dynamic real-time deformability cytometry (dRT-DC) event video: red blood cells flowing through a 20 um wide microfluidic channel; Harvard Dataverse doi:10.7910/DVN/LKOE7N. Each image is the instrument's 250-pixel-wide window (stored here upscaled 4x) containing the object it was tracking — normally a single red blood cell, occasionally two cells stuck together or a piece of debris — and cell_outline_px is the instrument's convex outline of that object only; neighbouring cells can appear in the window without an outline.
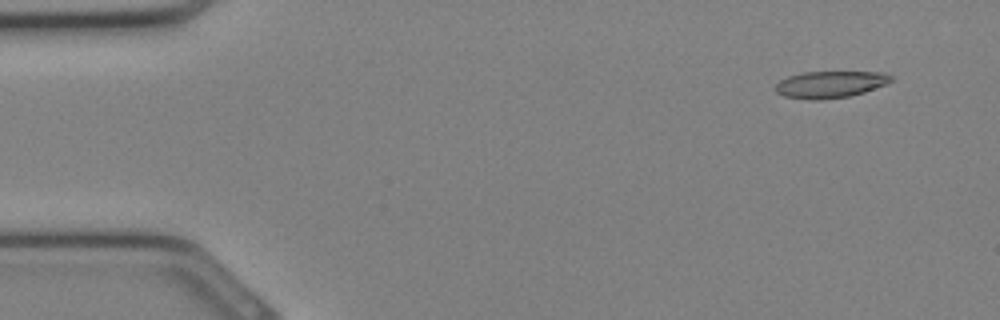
{"species": "Egyptian fruit bat (a non-hibernating species)", "species_latin": "Rousettus aegyptiacus", "temperature_condition": "cold", "stored_images_in_passage": 10, "camera_frame_rate_fps": 3000, "um_per_image_px": 0.085, "animal": {"sex": "female"}, "frame": {"image": 1, "passage_image": 3, "time_ms": 0.667, "image_size_px": [1000, 320], "cell_outline_px": [[892, 80], [888, 84], [864, 92], [848, 96], [820, 100], [808, 100], [784, 96], [776, 92], [776, 84], [780, 80], [788, 76], [800, 72], [888, 72], [892, 76]], "centroid_in_image_um": [70.58, 7.17], "position_along_channel_um": 14.4, "area_um2": 18.21}}
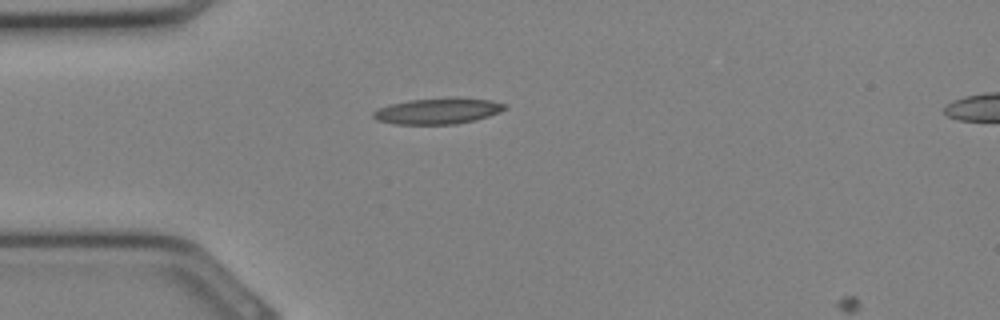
{"frame": {"image": 2, "passage_image": 9, "time_ms": 2.667, "image_size_px": [1000, 320], "cell_outline_px": [[508, 108], [500, 112], [476, 120], [456, 124], [396, 124], [376, 120], [372, 116], [372, 112], [388, 104], [412, 100], [452, 96], [456, 96], [492, 100], [508, 104]], "centroid_in_image_um": [37.28, 9.41], "position_along_channel_um": 47.7, "area_um2": 20.35}}